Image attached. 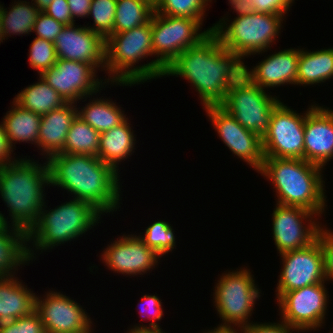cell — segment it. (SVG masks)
Here are the masks:
<instances>
[{"label":"cell","mask_w":333,"mask_h":333,"mask_svg":"<svg viewBox=\"0 0 333 333\" xmlns=\"http://www.w3.org/2000/svg\"><path fill=\"white\" fill-rule=\"evenodd\" d=\"M198 20L153 13L151 17L152 46L156 73L163 77L165 69L183 51L197 45L211 29H204ZM202 31V32H201Z\"/></svg>","instance_id":"cell-9"},{"label":"cell","mask_w":333,"mask_h":333,"mask_svg":"<svg viewBox=\"0 0 333 333\" xmlns=\"http://www.w3.org/2000/svg\"><path fill=\"white\" fill-rule=\"evenodd\" d=\"M231 10L237 14L236 17H242L249 14H254L255 10L251 0H228Z\"/></svg>","instance_id":"cell-46"},{"label":"cell","mask_w":333,"mask_h":333,"mask_svg":"<svg viewBox=\"0 0 333 333\" xmlns=\"http://www.w3.org/2000/svg\"><path fill=\"white\" fill-rule=\"evenodd\" d=\"M46 186L50 187L46 161L24 156L0 167V197L9 211L8 225L26 234L33 228L46 202Z\"/></svg>","instance_id":"cell-3"},{"label":"cell","mask_w":333,"mask_h":333,"mask_svg":"<svg viewBox=\"0 0 333 333\" xmlns=\"http://www.w3.org/2000/svg\"><path fill=\"white\" fill-rule=\"evenodd\" d=\"M0 333H46L39 313L34 310L10 322L0 324Z\"/></svg>","instance_id":"cell-37"},{"label":"cell","mask_w":333,"mask_h":333,"mask_svg":"<svg viewBox=\"0 0 333 333\" xmlns=\"http://www.w3.org/2000/svg\"><path fill=\"white\" fill-rule=\"evenodd\" d=\"M224 272L215 282L212 294L214 308L222 319L217 326L245 328L252 323L253 307L261 298L262 291L247 266Z\"/></svg>","instance_id":"cell-8"},{"label":"cell","mask_w":333,"mask_h":333,"mask_svg":"<svg viewBox=\"0 0 333 333\" xmlns=\"http://www.w3.org/2000/svg\"><path fill=\"white\" fill-rule=\"evenodd\" d=\"M142 303H138V306L140 305L141 311H139L141 317L144 320V317L149 319L152 322L147 324H135L131 326V329H137V328H161V326L158 324L159 321H161L164 311L162 308V300L159 298V296L155 294H144L142 297ZM145 305V306H144ZM149 313V314H148ZM158 321V322H157Z\"/></svg>","instance_id":"cell-38"},{"label":"cell","mask_w":333,"mask_h":333,"mask_svg":"<svg viewBox=\"0 0 333 333\" xmlns=\"http://www.w3.org/2000/svg\"><path fill=\"white\" fill-rule=\"evenodd\" d=\"M202 333H245L244 328H232V327H214L211 330H205Z\"/></svg>","instance_id":"cell-47"},{"label":"cell","mask_w":333,"mask_h":333,"mask_svg":"<svg viewBox=\"0 0 333 333\" xmlns=\"http://www.w3.org/2000/svg\"><path fill=\"white\" fill-rule=\"evenodd\" d=\"M43 12L63 25H71L76 22L71 17L67 0H53Z\"/></svg>","instance_id":"cell-42"},{"label":"cell","mask_w":333,"mask_h":333,"mask_svg":"<svg viewBox=\"0 0 333 333\" xmlns=\"http://www.w3.org/2000/svg\"><path fill=\"white\" fill-rule=\"evenodd\" d=\"M279 256L283 266L275 290L276 300L285 292L327 282L323 251L318 239L305 248L284 252Z\"/></svg>","instance_id":"cell-15"},{"label":"cell","mask_w":333,"mask_h":333,"mask_svg":"<svg viewBox=\"0 0 333 333\" xmlns=\"http://www.w3.org/2000/svg\"><path fill=\"white\" fill-rule=\"evenodd\" d=\"M35 310L39 313L46 333H71L88 329L91 315L81 304L60 291L49 290L42 296L36 294Z\"/></svg>","instance_id":"cell-18"},{"label":"cell","mask_w":333,"mask_h":333,"mask_svg":"<svg viewBox=\"0 0 333 333\" xmlns=\"http://www.w3.org/2000/svg\"><path fill=\"white\" fill-rule=\"evenodd\" d=\"M64 26L65 25L58 22L54 18L46 15L44 12H41L34 23L32 32L36 33V37L54 43Z\"/></svg>","instance_id":"cell-39"},{"label":"cell","mask_w":333,"mask_h":333,"mask_svg":"<svg viewBox=\"0 0 333 333\" xmlns=\"http://www.w3.org/2000/svg\"><path fill=\"white\" fill-rule=\"evenodd\" d=\"M148 56H154L151 20L131 30L110 35L105 40L106 82L139 85L161 78L156 73V59L139 64Z\"/></svg>","instance_id":"cell-6"},{"label":"cell","mask_w":333,"mask_h":333,"mask_svg":"<svg viewBox=\"0 0 333 333\" xmlns=\"http://www.w3.org/2000/svg\"><path fill=\"white\" fill-rule=\"evenodd\" d=\"M325 284L321 282L285 292L276 301L279 319L302 333L323 328L329 306Z\"/></svg>","instance_id":"cell-12"},{"label":"cell","mask_w":333,"mask_h":333,"mask_svg":"<svg viewBox=\"0 0 333 333\" xmlns=\"http://www.w3.org/2000/svg\"><path fill=\"white\" fill-rule=\"evenodd\" d=\"M79 26L65 25L58 34L54 42L57 59L89 63L106 73L105 40L85 24Z\"/></svg>","instance_id":"cell-19"},{"label":"cell","mask_w":333,"mask_h":333,"mask_svg":"<svg viewBox=\"0 0 333 333\" xmlns=\"http://www.w3.org/2000/svg\"><path fill=\"white\" fill-rule=\"evenodd\" d=\"M93 327V324L86 330H80V331H77V332H71V333H93L94 332V327Z\"/></svg>","instance_id":"cell-50"},{"label":"cell","mask_w":333,"mask_h":333,"mask_svg":"<svg viewBox=\"0 0 333 333\" xmlns=\"http://www.w3.org/2000/svg\"><path fill=\"white\" fill-rule=\"evenodd\" d=\"M3 31H2V15H1V10H0V44L1 42L3 43Z\"/></svg>","instance_id":"cell-51"},{"label":"cell","mask_w":333,"mask_h":333,"mask_svg":"<svg viewBox=\"0 0 333 333\" xmlns=\"http://www.w3.org/2000/svg\"><path fill=\"white\" fill-rule=\"evenodd\" d=\"M34 291L15 275L0 278V324L13 321L35 310Z\"/></svg>","instance_id":"cell-23"},{"label":"cell","mask_w":333,"mask_h":333,"mask_svg":"<svg viewBox=\"0 0 333 333\" xmlns=\"http://www.w3.org/2000/svg\"><path fill=\"white\" fill-rule=\"evenodd\" d=\"M284 3L291 8L293 6V3H295V0H283Z\"/></svg>","instance_id":"cell-52"},{"label":"cell","mask_w":333,"mask_h":333,"mask_svg":"<svg viewBox=\"0 0 333 333\" xmlns=\"http://www.w3.org/2000/svg\"><path fill=\"white\" fill-rule=\"evenodd\" d=\"M38 81L19 91L13 100L23 109L41 116L61 108L67 103L41 76H39Z\"/></svg>","instance_id":"cell-29"},{"label":"cell","mask_w":333,"mask_h":333,"mask_svg":"<svg viewBox=\"0 0 333 333\" xmlns=\"http://www.w3.org/2000/svg\"><path fill=\"white\" fill-rule=\"evenodd\" d=\"M97 70L89 63L57 59L54 66L44 71L40 76L56 90L67 103L79 104L87 101L88 96L100 94L107 85L134 86L129 83H108L99 79ZM104 81V82H103ZM105 85V87H104ZM85 99V100H83Z\"/></svg>","instance_id":"cell-11"},{"label":"cell","mask_w":333,"mask_h":333,"mask_svg":"<svg viewBox=\"0 0 333 333\" xmlns=\"http://www.w3.org/2000/svg\"><path fill=\"white\" fill-rule=\"evenodd\" d=\"M203 109L223 144L234 156L236 155L237 158L258 172L264 161L262 138L241 126L221 106H207Z\"/></svg>","instance_id":"cell-16"},{"label":"cell","mask_w":333,"mask_h":333,"mask_svg":"<svg viewBox=\"0 0 333 333\" xmlns=\"http://www.w3.org/2000/svg\"><path fill=\"white\" fill-rule=\"evenodd\" d=\"M210 0H155L154 12L166 16L198 20L202 25Z\"/></svg>","instance_id":"cell-33"},{"label":"cell","mask_w":333,"mask_h":333,"mask_svg":"<svg viewBox=\"0 0 333 333\" xmlns=\"http://www.w3.org/2000/svg\"><path fill=\"white\" fill-rule=\"evenodd\" d=\"M323 169L304 159L264 157L257 173L272 183L276 204L303 207L320 218L327 208Z\"/></svg>","instance_id":"cell-4"},{"label":"cell","mask_w":333,"mask_h":333,"mask_svg":"<svg viewBox=\"0 0 333 333\" xmlns=\"http://www.w3.org/2000/svg\"><path fill=\"white\" fill-rule=\"evenodd\" d=\"M333 159V109L311 103L304 125V160L324 169ZM328 162V163H327Z\"/></svg>","instance_id":"cell-20"},{"label":"cell","mask_w":333,"mask_h":333,"mask_svg":"<svg viewBox=\"0 0 333 333\" xmlns=\"http://www.w3.org/2000/svg\"><path fill=\"white\" fill-rule=\"evenodd\" d=\"M46 162L50 186L65 189L73 198L90 203L103 215L113 214L121 207L120 173L98 157L60 153Z\"/></svg>","instance_id":"cell-2"},{"label":"cell","mask_w":333,"mask_h":333,"mask_svg":"<svg viewBox=\"0 0 333 333\" xmlns=\"http://www.w3.org/2000/svg\"><path fill=\"white\" fill-rule=\"evenodd\" d=\"M12 105L2 119L9 145L12 149H15L16 143L26 142L35 144L37 147L40 119L42 116L23 109L14 100L12 101Z\"/></svg>","instance_id":"cell-26"},{"label":"cell","mask_w":333,"mask_h":333,"mask_svg":"<svg viewBox=\"0 0 333 333\" xmlns=\"http://www.w3.org/2000/svg\"><path fill=\"white\" fill-rule=\"evenodd\" d=\"M136 142V135L127 117L121 124L100 134L97 157L119 173L121 162L135 152Z\"/></svg>","instance_id":"cell-24"},{"label":"cell","mask_w":333,"mask_h":333,"mask_svg":"<svg viewBox=\"0 0 333 333\" xmlns=\"http://www.w3.org/2000/svg\"><path fill=\"white\" fill-rule=\"evenodd\" d=\"M13 152L14 150L9 145L3 122H0V167L11 164L19 158H16V156L14 158Z\"/></svg>","instance_id":"cell-44"},{"label":"cell","mask_w":333,"mask_h":333,"mask_svg":"<svg viewBox=\"0 0 333 333\" xmlns=\"http://www.w3.org/2000/svg\"><path fill=\"white\" fill-rule=\"evenodd\" d=\"M83 107L77 108V116L85 121L100 134L121 124L127 117L123 107L117 105L112 99L98 96L91 99Z\"/></svg>","instance_id":"cell-28"},{"label":"cell","mask_w":333,"mask_h":333,"mask_svg":"<svg viewBox=\"0 0 333 333\" xmlns=\"http://www.w3.org/2000/svg\"><path fill=\"white\" fill-rule=\"evenodd\" d=\"M77 105L66 103L61 108L42 115L37 148L46 161L63 151L68 130L77 116Z\"/></svg>","instance_id":"cell-22"},{"label":"cell","mask_w":333,"mask_h":333,"mask_svg":"<svg viewBox=\"0 0 333 333\" xmlns=\"http://www.w3.org/2000/svg\"><path fill=\"white\" fill-rule=\"evenodd\" d=\"M306 116L307 110L298 113L281 102L274 109L268 130L262 137L264 157L304 159Z\"/></svg>","instance_id":"cell-13"},{"label":"cell","mask_w":333,"mask_h":333,"mask_svg":"<svg viewBox=\"0 0 333 333\" xmlns=\"http://www.w3.org/2000/svg\"><path fill=\"white\" fill-rule=\"evenodd\" d=\"M10 8H1L3 39L11 35H26L33 31L34 23L41 11L30 1H14Z\"/></svg>","instance_id":"cell-30"},{"label":"cell","mask_w":333,"mask_h":333,"mask_svg":"<svg viewBox=\"0 0 333 333\" xmlns=\"http://www.w3.org/2000/svg\"><path fill=\"white\" fill-rule=\"evenodd\" d=\"M117 0H92L88 18L92 17L93 25L87 26L98 33L104 40L113 34ZM92 26V27H91Z\"/></svg>","instance_id":"cell-35"},{"label":"cell","mask_w":333,"mask_h":333,"mask_svg":"<svg viewBox=\"0 0 333 333\" xmlns=\"http://www.w3.org/2000/svg\"><path fill=\"white\" fill-rule=\"evenodd\" d=\"M111 243V244H110ZM101 253L106 269L124 276L145 275L157 267L162 258L155 250L149 248L136 234L125 233L111 241ZM160 258V259H159Z\"/></svg>","instance_id":"cell-17"},{"label":"cell","mask_w":333,"mask_h":333,"mask_svg":"<svg viewBox=\"0 0 333 333\" xmlns=\"http://www.w3.org/2000/svg\"><path fill=\"white\" fill-rule=\"evenodd\" d=\"M100 133L76 116L68 130L62 154H98Z\"/></svg>","instance_id":"cell-32"},{"label":"cell","mask_w":333,"mask_h":333,"mask_svg":"<svg viewBox=\"0 0 333 333\" xmlns=\"http://www.w3.org/2000/svg\"><path fill=\"white\" fill-rule=\"evenodd\" d=\"M246 75L235 81L220 105L237 122L261 138L268 130L274 109L282 102L279 97L268 94Z\"/></svg>","instance_id":"cell-10"},{"label":"cell","mask_w":333,"mask_h":333,"mask_svg":"<svg viewBox=\"0 0 333 333\" xmlns=\"http://www.w3.org/2000/svg\"><path fill=\"white\" fill-rule=\"evenodd\" d=\"M28 51L29 65L37 71L38 76L54 66L57 61L54 43L42 38L35 37Z\"/></svg>","instance_id":"cell-36"},{"label":"cell","mask_w":333,"mask_h":333,"mask_svg":"<svg viewBox=\"0 0 333 333\" xmlns=\"http://www.w3.org/2000/svg\"><path fill=\"white\" fill-rule=\"evenodd\" d=\"M46 202L39 220L27 235L29 262L36 260V253L54 249L61 244L77 240L101 223L103 215L93 205L76 198L47 210ZM30 244V245H29ZM33 246V247H32ZM36 251V252H35ZM35 255V256H34Z\"/></svg>","instance_id":"cell-5"},{"label":"cell","mask_w":333,"mask_h":333,"mask_svg":"<svg viewBox=\"0 0 333 333\" xmlns=\"http://www.w3.org/2000/svg\"><path fill=\"white\" fill-rule=\"evenodd\" d=\"M299 56V47L275 51L252 69L245 65L244 75L265 90L290 84L296 86Z\"/></svg>","instance_id":"cell-21"},{"label":"cell","mask_w":333,"mask_h":333,"mask_svg":"<svg viewBox=\"0 0 333 333\" xmlns=\"http://www.w3.org/2000/svg\"><path fill=\"white\" fill-rule=\"evenodd\" d=\"M253 8L256 13L274 14L282 15L286 17L285 14L291 9L284 3L283 0H251Z\"/></svg>","instance_id":"cell-43"},{"label":"cell","mask_w":333,"mask_h":333,"mask_svg":"<svg viewBox=\"0 0 333 333\" xmlns=\"http://www.w3.org/2000/svg\"><path fill=\"white\" fill-rule=\"evenodd\" d=\"M126 333H166L162 328H137L130 329Z\"/></svg>","instance_id":"cell-48"},{"label":"cell","mask_w":333,"mask_h":333,"mask_svg":"<svg viewBox=\"0 0 333 333\" xmlns=\"http://www.w3.org/2000/svg\"><path fill=\"white\" fill-rule=\"evenodd\" d=\"M330 79H333V47L316 51L300 48L297 85H319Z\"/></svg>","instance_id":"cell-27"},{"label":"cell","mask_w":333,"mask_h":333,"mask_svg":"<svg viewBox=\"0 0 333 333\" xmlns=\"http://www.w3.org/2000/svg\"><path fill=\"white\" fill-rule=\"evenodd\" d=\"M271 220L272 237L279 254L309 246L324 226L317 221L320 218L316 213L298 206L276 204Z\"/></svg>","instance_id":"cell-14"},{"label":"cell","mask_w":333,"mask_h":333,"mask_svg":"<svg viewBox=\"0 0 333 333\" xmlns=\"http://www.w3.org/2000/svg\"><path fill=\"white\" fill-rule=\"evenodd\" d=\"M173 226L165 221H154L151 225L146 227L143 232L137 236L151 249L155 250L161 257L171 253L176 249V238ZM143 234V235H141Z\"/></svg>","instance_id":"cell-34"},{"label":"cell","mask_w":333,"mask_h":333,"mask_svg":"<svg viewBox=\"0 0 333 333\" xmlns=\"http://www.w3.org/2000/svg\"><path fill=\"white\" fill-rule=\"evenodd\" d=\"M256 322L245 327V333H299L295 328H292L287 323L279 320L278 322ZM296 331V332H295Z\"/></svg>","instance_id":"cell-41"},{"label":"cell","mask_w":333,"mask_h":333,"mask_svg":"<svg viewBox=\"0 0 333 333\" xmlns=\"http://www.w3.org/2000/svg\"><path fill=\"white\" fill-rule=\"evenodd\" d=\"M27 247L23 230L0 223V278L16 275L20 266L30 264Z\"/></svg>","instance_id":"cell-25"},{"label":"cell","mask_w":333,"mask_h":333,"mask_svg":"<svg viewBox=\"0 0 333 333\" xmlns=\"http://www.w3.org/2000/svg\"><path fill=\"white\" fill-rule=\"evenodd\" d=\"M153 13L152 0H117L113 34L148 23Z\"/></svg>","instance_id":"cell-31"},{"label":"cell","mask_w":333,"mask_h":333,"mask_svg":"<svg viewBox=\"0 0 333 333\" xmlns=\"http://www.w3.org/2000/svg\"><path fill=\"white\" fill-rule=\"evenodd\" d=\"M220 18L210 27L226 50L239 54L243 59L262 55L270 50L281 34L282 15L254 13L242 17ZM233 20V21H232ZM280 33V34H279Z\"/></svg>","instance_id":"cell-7"},{"label":"cell","mask_w":333,"mask_h":333,"mask_svg":"<svg viewBox=\"0 0 333 333\" xmlns=\"http://www.w3.org/2000/svg\"><path fill=\"white\" fill-rule=\"evenodd\" d=\"M71 17L75 18H88L92 0H67Z\"/></svg>","instance_id":"cell-45"},{"label":"cell","mask_w":333,"mask_h":333,"mask_svg":"<svg viewBox=\"0 0 333 333\" xmlns=\"http://www.w3.org/2000/svg\"><path fill=\"white\" fill-rule=\"evenodd\" d=\"M244 59L226 50L210 32L197 45L183 51L165 69L163 77L176 76L196 89L204 107L220 106L230 86L244 75Z\"/></svg>","instance_id":"cell-1"},{"label":"cell","mask_w":333,"mask_h":333,"mask_svg":"<svg viewBox=\"0 0 333 333\" xmlns=\"http://www.w3.org/2000/svg\"><path fill=\"white\" fill-rule=\"evenodd\" d=\"M33 4L41 11L43 12L53 0H32Z\"/></svg>","instance_id":"cell-49"},{"label":"cell","mask_w":333,"mask_h":333,"mask_svg":"<svg viewBox=\"0 0 333 333\" xmlns=\"http://www.w3.org/2000/svg\"><path fill=\"white\" fill-rule=\"evenodd\" d=\"M324 225L320 229L317 239L323 251L326 281L329 282L333 281V232L326 227V224Z\"/></svg>","instance_id":"cell-40"}]
</instances>
